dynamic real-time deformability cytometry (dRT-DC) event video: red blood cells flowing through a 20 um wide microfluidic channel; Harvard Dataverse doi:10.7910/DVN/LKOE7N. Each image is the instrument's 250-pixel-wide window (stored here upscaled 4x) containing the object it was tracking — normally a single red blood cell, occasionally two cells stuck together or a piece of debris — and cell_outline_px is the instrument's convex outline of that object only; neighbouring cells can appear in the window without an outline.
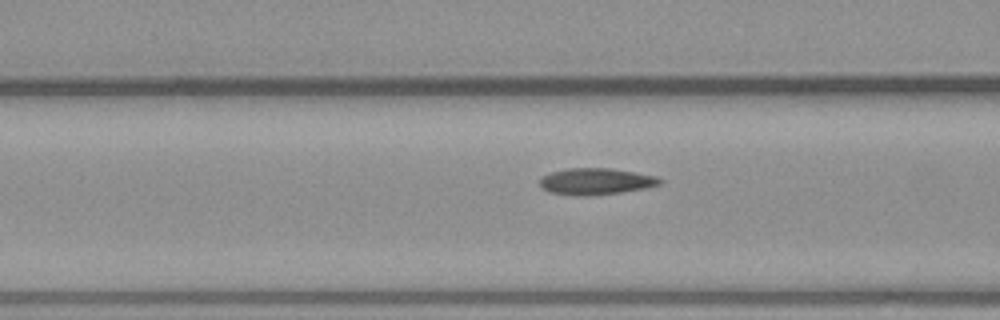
{"species": "common noctule bat (a hibernating species)", "species_latin": "Nyctalus noctula", "temperature_condition": "warm", "stored_images_in_passage": 12, "camera_frame_rate_fps": 3000, "um_per_image_px": 0.085, "animal": {"sex": "male", "body_mass_g": 23.1, "forearm_length_mm": 52.7}, "frame": {"image": 1, "passage_image": 10, "time_ms": 3.0, "image_size_px": [1000, 320], "cell_outline_px": [[664, 180], [660, 184], [644, 188], [620, 192], [592, 196], [580, 196], [548, 192], [540, 184], [540, 176], [552, 172], [568, 168], [612, 168], [656, 176]], "centroid_in_image_um": [50.64, 15.42], "position_along_channel_um": 116.0, "area_um2": 18.55}}